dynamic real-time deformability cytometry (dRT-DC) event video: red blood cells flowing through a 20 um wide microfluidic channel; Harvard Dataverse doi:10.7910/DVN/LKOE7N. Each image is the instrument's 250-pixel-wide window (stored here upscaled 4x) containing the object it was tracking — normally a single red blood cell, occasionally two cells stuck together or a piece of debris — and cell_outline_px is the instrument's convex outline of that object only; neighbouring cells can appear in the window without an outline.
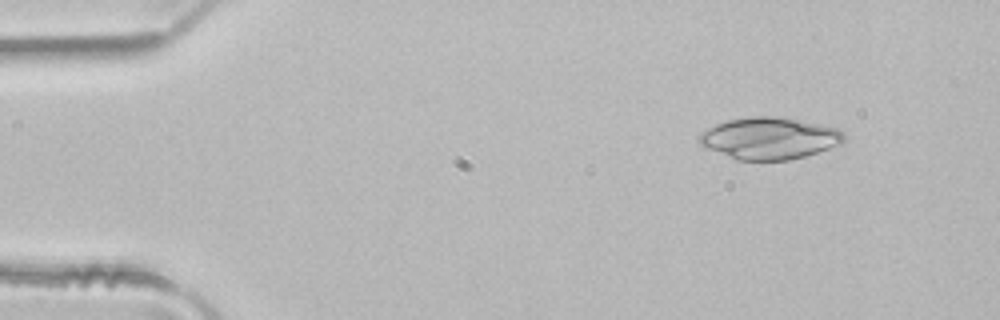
{"species": "common noctule bat (a hibernating species)", "species_latin": "Nyctalus noctula", "temperature_condition": "room temperature", "stored_images_in_passage": 4, "camera_frame_rate_fps": 3000, "um_per_image_px": 0.085, "animal": {"sex": "male", "body_mass_g": 21.5, "forearm_length_mm": 52.0}, "frame": {"image": 1, "passage_image": 4, "time_ms": 1.0, "image_size_px": [1000, 320], "cell_outline_px": [[844, 140], [840, 144], [804, 156], [788, 160], [736, 160], [708, 148], [700, 144], [700, 136], [708, 128], [716, 124], [728, 120], [752, 116], [772, 116], [800, 120], [836, 128], [844, 132]], "centroid_in_image_um": [65.4, 11.75], "position_along_channel_um": 19.6, "area_um2": 34.74}}